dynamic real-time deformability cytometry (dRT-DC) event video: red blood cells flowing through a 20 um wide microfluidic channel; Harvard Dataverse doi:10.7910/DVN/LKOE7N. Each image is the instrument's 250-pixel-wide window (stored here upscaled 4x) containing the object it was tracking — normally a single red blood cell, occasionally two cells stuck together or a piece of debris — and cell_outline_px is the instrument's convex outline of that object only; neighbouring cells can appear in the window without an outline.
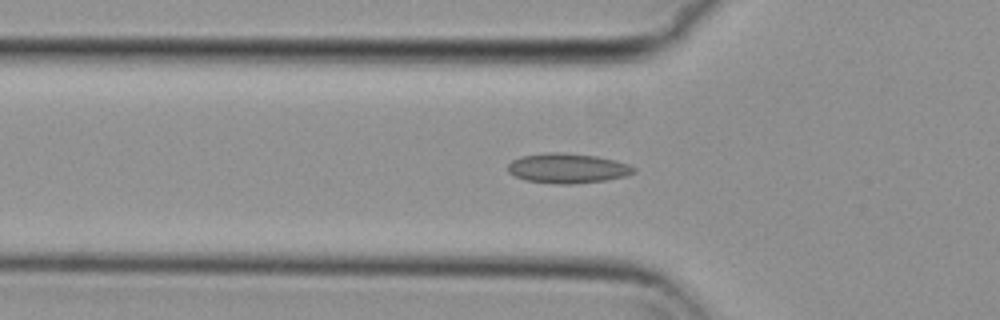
{"species": "common noctule bat (a hibernating species)", "species_latin": "Nyctalus noctula", "temperature_condition": "cold", "stored_images_in_passage": 47, "camera_frame_rate_fps": 3000, "um_per_image_px": 0.085, "animal": {"sex": "female", "body_mass_g": 29.2, "forearm_length_mm": 56.3}, "frame": {"image": 1, "passage_image": 11, "time_ms": 3.333, "image_size_px": [1000, 320], "cell_outline_px": [[636, 172], [624, 176], [604, 180], [572, 184], [556, 184], [524, 180], [512, 176], [508, 172], [508, 164], [512, 160], [520, 156], [548, 152], [564, 152], [596, 156], [628, 164], [636, 168]], "centroid_in_image_um": [48.18, 14.3], "position_along_channel_um": 77.6, "area_um2": 21.96}}
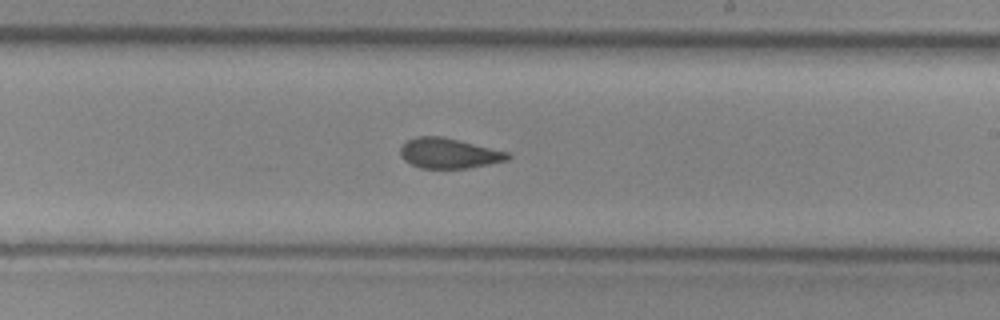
{"frame": {"image": 2, "passage_image": 25, "time_ms": 8.0, "image_size_px": [1000, 320], "cell_outline_px": [[512, 156], [508, 160], [468, 168], [420, 168], [404, 160], [400, 156], [400, 148], [408, 140], [416, 136], [440, 136], [508, 152]], "centroid_in_image_um": [38.14, 13.03], "position_along_channel_um": 250.9, "area_um2": 18.67}}
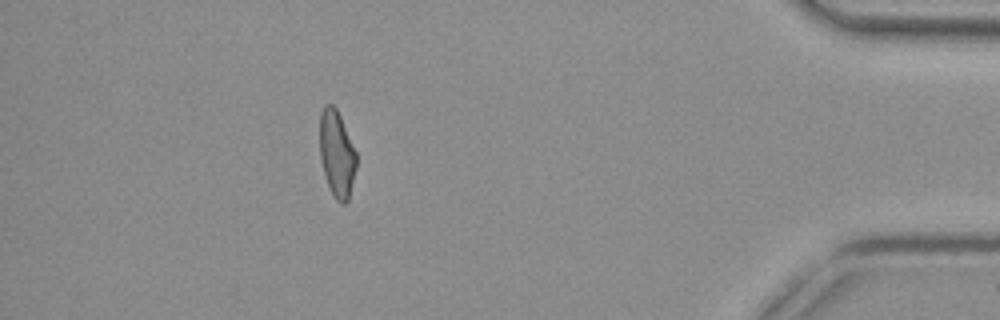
{"frame": {"image": 3, "passage_image": 42, "time_ms": 13.667, "image_size_px": [1000, 320], "cell_outline_px": [[356, 168], [348, 200], [344, 204], [340, 204], [336, 200], [324, 176], [320, 160], [320, 112], [324, 104], [332, 104], [336, 108], [340, 116], [356, 152]], "centroid_in_image_um": [28.61, 13.07], "position_along_channel_um": 406.6, "area_um2": 18.44}}